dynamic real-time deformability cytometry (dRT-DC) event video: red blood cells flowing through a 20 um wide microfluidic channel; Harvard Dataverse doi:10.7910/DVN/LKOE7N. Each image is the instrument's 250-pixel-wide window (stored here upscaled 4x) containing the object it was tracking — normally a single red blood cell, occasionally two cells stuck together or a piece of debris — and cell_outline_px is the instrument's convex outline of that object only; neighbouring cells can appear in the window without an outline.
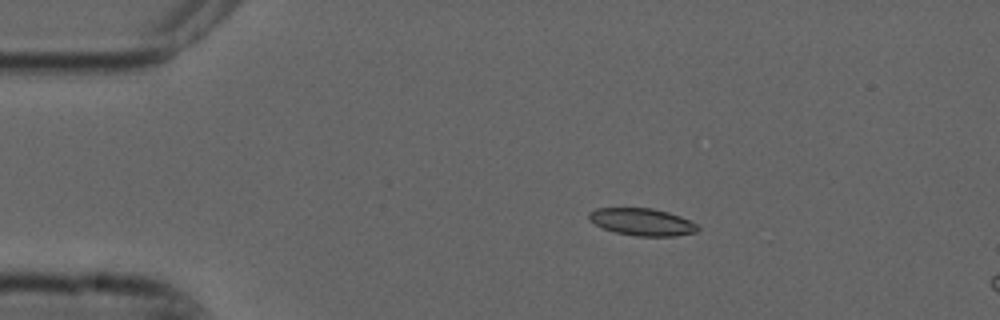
{"species": "common noctule bat (a hibernating species)", "species_latin": "Nyctalus noctula", "temperature_condition": "cold", "stored_images_in_passage": 5, "camera_frame_rate_fps": 3000, "um_per_image_px": 0.085, "animal": {"sex": "male", "forearm_length_mm": 52.5}, "frame": {"image": 1, "passage_image": 3, "time_ms": 0.667, "image_size_px": [1000, 320], "cell_outline_px": [[700, 228], [696, 232], [676, 236], [636, 236], [616, 232], [604, 228], [596, 224], [588, 216], [588, 212], [596, 208], [652, 208], [668, 212], [680, 216], [696, 224]], "centroid_in_image_um": [54.6, 18.86], "position_along_channel_um": 30.4, "area_um2": 17.11}}